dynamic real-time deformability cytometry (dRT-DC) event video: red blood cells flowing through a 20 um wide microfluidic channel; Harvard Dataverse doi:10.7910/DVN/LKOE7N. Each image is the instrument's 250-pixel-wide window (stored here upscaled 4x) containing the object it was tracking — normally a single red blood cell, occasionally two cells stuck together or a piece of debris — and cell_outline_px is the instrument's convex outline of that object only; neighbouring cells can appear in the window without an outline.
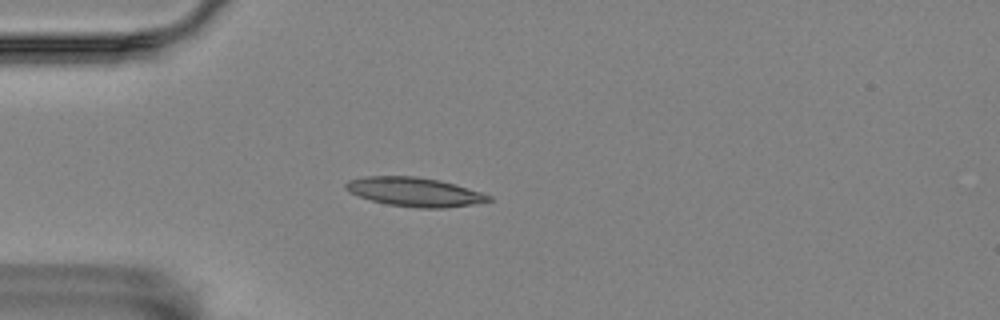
{"species": "Egyptian fruit bat (a non-hibernating species)", "species_latin": "Rousettus aegyptiacus", "temperature_condition": "room temperature", "stored_images_in_passage": 4, "camera_frame_rate_fps": 3000, "um_per_image_px": 0.085, "animal": {"sex": "female"}, "frame": {"image": 1, "passage_image": 3, "time_ms": 0.667, "image_size_px": [1000, 320], "cell_outline_px": [[492, 200], [472, 204], [444, 208], [420, 208], [388, 204], [372, 200], [348, 192], [344, 188], [344, 184], [348, 180], [364, 176], [416, 176], [440, 180], [456, 184], [492, 196]], "centroid_in_image_um": [35.21, 16.3], "position_along_channel_um": 49.8, "area_um2": 24.1}}